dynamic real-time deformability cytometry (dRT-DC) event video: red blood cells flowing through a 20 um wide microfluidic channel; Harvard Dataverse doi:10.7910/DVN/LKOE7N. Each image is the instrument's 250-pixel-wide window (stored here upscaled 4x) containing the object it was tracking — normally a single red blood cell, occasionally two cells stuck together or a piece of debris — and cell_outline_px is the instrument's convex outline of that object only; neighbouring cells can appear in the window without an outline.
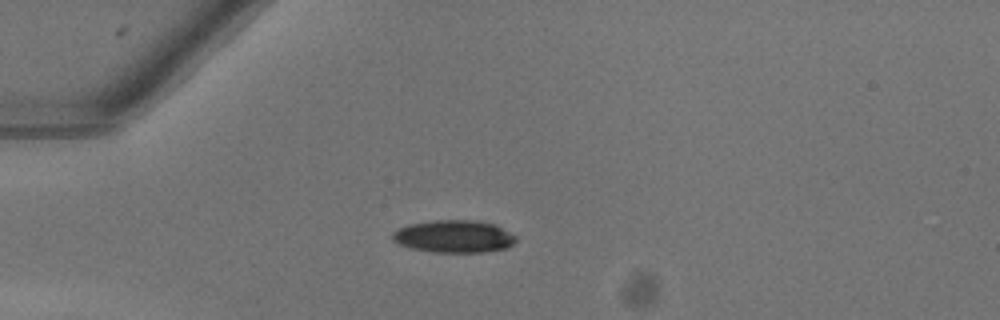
{"species": "common noctule bat (a hibernating species)", "species_latin": "Nyctalus noctula", "temperature_condition": "warm", "stored_images_in_passage": 38, "camera_frame_rate_fps": 3000, "um_per_image_px": 0.085, "animal": {"sex": "female"}, "frame": {"image": 1, "passage_image": 1, "time_ms": 0.0, "image_size_px": [1000, 320], "cell_outline_px": [[516, 240], [508, 248], [484, 252], [432, 252], [412, 248], [400, 244], [392, 240], [392, 232], [408, 224], [432, 220], [476, 220], [496, 224], [516, 236]], "centroid_in_image_um": [38.6, 20.09], "position_along_channel_um": 46.4, "area_um2": 23.47}}
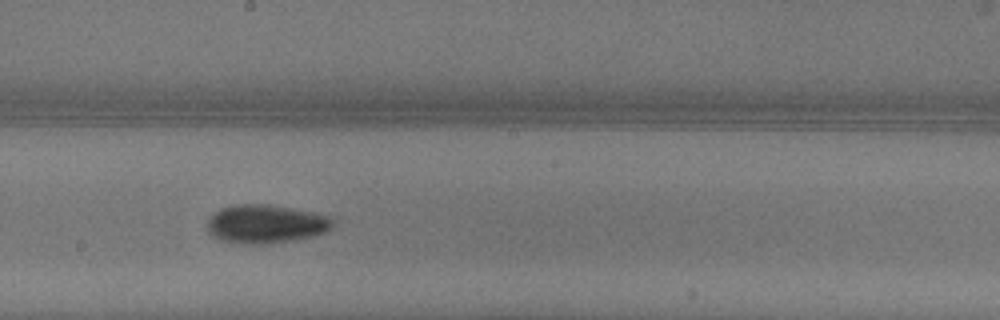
{"frame": {"image": 2, "passage_image": 16, "time_ms": 5.0, "image_size_px": [1000, 320], "cell_outline_px": [[332, 224], [324, 232], [312, 236], [292, 240], [268, 244], [244, 244], [224, 240], [208, 232], [204, 224], [208, 216], [212, 212], [220, 208], [236, 204], [268, 204], [312, 212], [328, 216], [332, 220]], "centroid_in_image_um": [22.49, 19.02], "position_along_channel_um": 225.7, "area_um2": 28.15}}
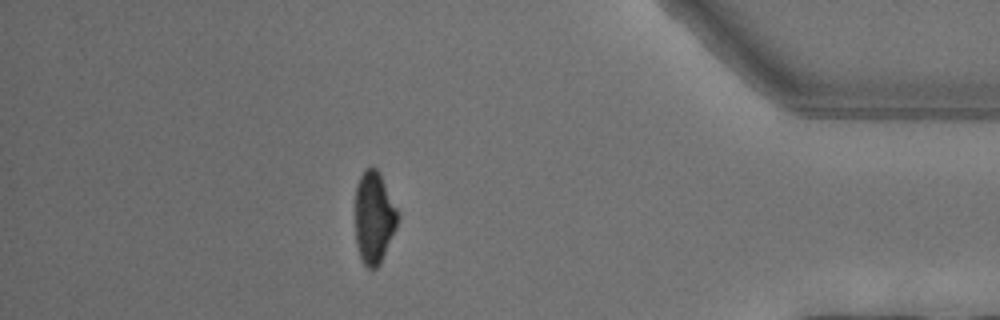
{"frame": {"image": 3, "passage_image": 32, "time_ms": 10.333, "image_size_px": [1000, 320], "cell_outline_px": [[400, 216], [396, 228], [380, 264], [376, 268], [368, 268], [364, 264], [360, 256], [356, 244], [356, 188], [360, 176], [368, 168], [376, 168], [400, 212]], "centroid_in_image_um": [31.81, 18.52], "position_along_channel_um": 403.4, "area_um2": 22.6}, "authors_computed_cell_mechanics": {"area_um2": 24.5072, "velocity_mm_per_s": 4.0692, "shape_relaxation_time_tau1_ms": 3.4637, "shape_relaxation_time_tau2_ms": null, "deformation_change_tau1": 0.1584, "deformation_change_tau2": null}}